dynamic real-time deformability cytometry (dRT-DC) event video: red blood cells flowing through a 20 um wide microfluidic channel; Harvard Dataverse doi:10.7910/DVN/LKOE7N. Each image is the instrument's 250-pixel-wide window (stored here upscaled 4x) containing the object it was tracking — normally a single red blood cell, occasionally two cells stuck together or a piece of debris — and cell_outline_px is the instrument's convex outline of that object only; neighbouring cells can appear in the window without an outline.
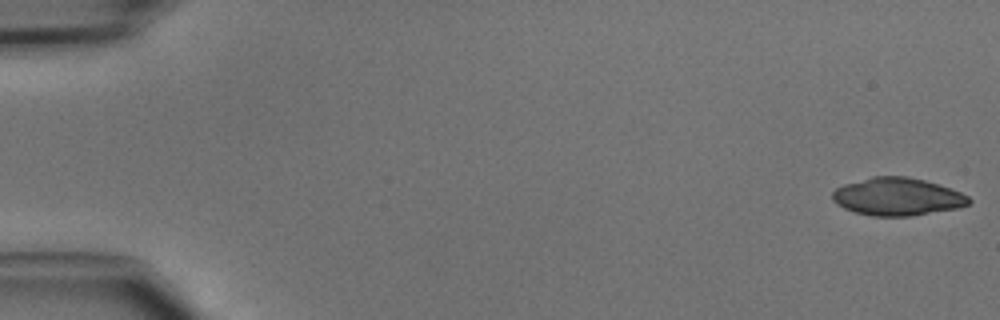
{"species": "common noctule bat (a hibernating species)", "species_latin": "Nyctalus noctula", "temperature_condition": "cold", "stored_images_in_passage": 10, "camera_frame_rate_fps": 3000, "um_per_image_px": 0.085, "animal": {"sex": "male", "body_mass_g": 15.6}, "frame": {"image": 1, "passage_image": 1, "time_ms": 0.0, "image_size_px": [1000, 320], "cell_outline_px": [[972, 200], [968, 204], [960, 208], [912, 216], [872, 216], [856, 212], [844, 208], [836, 204], [832, 200], [832, 192], [836, 188], [844, 184], [872, 176], [908, 176], [924, 180], [960, 192], [968, 196]], "centroid_in_image_um": [76.26, 16.72], "position_along_channel_um": 8.7, "area_um2": 30.06}}